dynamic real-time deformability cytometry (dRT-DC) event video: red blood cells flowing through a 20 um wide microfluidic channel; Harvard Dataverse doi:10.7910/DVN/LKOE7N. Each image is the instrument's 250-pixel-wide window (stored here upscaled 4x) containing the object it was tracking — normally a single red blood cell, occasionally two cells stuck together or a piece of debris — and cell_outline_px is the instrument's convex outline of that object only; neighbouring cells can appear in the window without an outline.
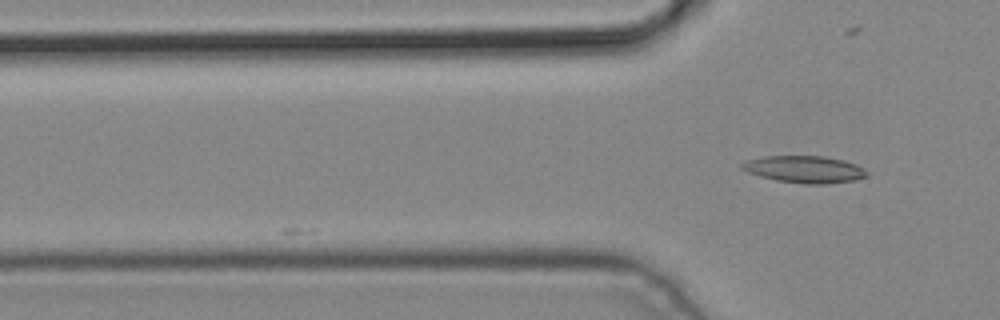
{"species": "common noctule bat (a hibernating species)", "species_latin": "Nyctalus noctula", "temperature_condition": "cold", "stored_images_in_passage": 2, "camera_frame_rate_fps": 3000, "um_per_image_px": 0.085, "animal": {"sex": "male", "body_mass_g": 19.2, "forearm_length_mm": 51.8}, "frame": {"image": 1, "passage_image": 2, "time_ms": 0.333, "image_size_px": [1000, 320], "cell_outline_px": [[868, 176], [852, 180], [824, 184], [804, 184], [776, 180], [760, 176], [748, 172], [740, 168], [740, 164], [744, 160], [764, 156], [824, 156], [844, 160], [856, 164], [864, 168], [868, 172]], "centroid_in_image_um": [68.36, 14.38], "position_along_channel_um": 57.4, "area_um2": 19.77}}